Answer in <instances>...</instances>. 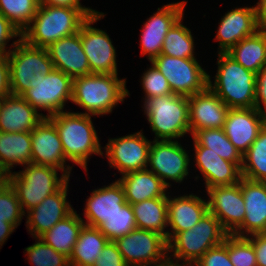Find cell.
I'll return each instance as SVG.
<instances>
[{
    "mask_svg": "<svg viewBox=\"0 0 266 266\" xmlns=\"http://www.w3.org/2000/svg\"><path fill=\"white\" fill-rule=\"evenodd\" d=\"M126 79L118 74L92 73L73 79L71 103L78 105L85 115L104 116L130 96Z\"/></svg>",
    "mask_w": 266,
    "mask_h": 266,
    "instance_id": "cell-2",
    "label": "cell"
},
{
    "mask_svg": "<svg viewBox=\"0 0 266 266\" xmlns=\"http://www.w3.org/2000/svg\"><path fill=\"white\" fill-rule=\"evenodd\" d=\"M188 1L182 0L161 6L154 12L141 27L140 47L141 56L152 61L161 54L163 41L171 26L184 15V9Z\"/></svg>",
    "mask_w": 266,
    "mask_h": 266,
    "instance_id": "cell-15",
    "label": "cell"
},
{
    "mask_svg": "<svg viewBox=\"0 0 266 266\" xmlns=\"http://www.w3.org/2000/svg\"><path fill=\"white\" fill-rule=\"evenodd\" d=\"M106 14L96 12L80 26L83 50L87 56L91 73L118 74L117 50L105 30L92 25L104 18Z\"/></svg>",
    "mask_w": 266,
    "mask_h": 266,
    "instance_id": "cell-13",
    "label": "cell"
},
{
    "mask_svg": "<svg viewBox=\"0 0 266 266\" xmlns=\"http://www.w3.org/2000/svg\"><path fill=\"white\" fill-rule=\"evenodd\" d=\"M85 223L80 214L73 210L64 219L57 222L50 230L46 231L40 238L53 247L57 252L70 258L79 233Z\"/></svg>",
    "mask_w": 266,
    "mask_h": 266,
    "instance_id": "cell-30",
    "label": "cell"
},
{
    "mask_svg": "<svg viewBox=\"0 0 266 266\" xmlns=\"http://www.w3.org/2000/svg\"><path fill=\"white\" fill-rule=\"evenodd\" d=\"M31 132H0V178L17 165L31 164Z\"/></svg>",
    "mask_w": 266,
    "mask_h": 266,
    "instance_id": "cell-28",
    "label": "cell"
},
{
    "mask_svg": "<svg viewBox=\"0 0 266 266\" xmlns=\"http://www.w3.org/2000/svg\"><path fill=\"white\" fill-rule=\"evenodd\" d=\"M156 266H193V265H189V264H182V263H176L170 260L165 261L162 264L156 265Z\"/></svg>",
    "mask_w": 266,
    "mask_h": 266,
    "instance_id": "cell-52",
    "label": "cell"
},
{
    "mask_svg": "<svg viewBox=\"0 0 266 266\" xmlns=\"http://www.w3.org/2000/svg\"><path fill=\"white\" fill-rule=\"evenodd\" d=\"M151 63L165 76L173 94L192 96L208 87L209 73L197 58H178L160 54Z\"/></svg>",
    "mask_w": 266,
    "mask_h": 266,
    "instance_id": "cell-10",
    "label": "cell"
},
{
    "mask_svg": "<svg viewBox=\"0 0 266 266\" xmlns=\"http://www.w3.org/2000/svg\"><path fill=\"white\" fill-rule=\"evenodd\" d=\"M143 103L150 98L173 94L165 76L151 63L150 67L141 76Z\"/></svg>",
    "mask_w": 266,
    "mask_h": 266,
    "instance_id": "cell-42",
    "label": "cell"
},
{
    "mask_svg": "<svg viewBox=\"0 0 266 266\" xmlns=\"http://www.w3.org/2000/svg\"><path fill=\"white\" fill-rule=\"evenodd\" d=\"M266 116V67L256 74L255 107Z\"/></svg>",
    "mask_w": 266,
    "mask_h": 266,
    "instance_id": "cell-46",
    "label": "cell"
},
{
    "mask_svg": "<svg viewBox=\"0 0 266 266\" xmlns=\"http://www.w3.org/2000/svg\"><path fill=\"white\" fill-rule=\"evenodd\" d=\"M266 125V116L256 108H230L223 130L237 150L243 155Z\"/></svg>",
    "mask_w": 266,
    "mask_h": 266,
    "instance_id": "cell-20",
    "label": "cell"
},
{
    "mask_svg": "<svg viewBox=\"0 0 266 266\" xmlns=\"http://www.w3.org/2000/svg\"><path fill=\"white\" fill-rule=\"evenodd\" d=\"M241 191L245 204V218L232 234L247 237L256 233H266V182L251 181L242 177Z\"/></svg>",
    "mask_w": 266,
    "mask_h": 266,
    "instance_id": "cell-23",
    "label": "cell"
},
{
    "mask_svg": "<svg viewBox=\"0 0 266 266\" xmlns=\"http://www.w3.org/2000/svg\"><path fill=\"white\" fill-rule=\"evenodd\" d=\"M191 137L198 145L207 147V151L215 152L221 158L235 163L241 169L243 155L228 139L223 128L199 130Z\"/></svg>",
    "mask_w": 266,
    "mask_h": 266,
    "instance_id": "cell-34",
    "label": "cell"
},
{
    "mask_svg": "<svg viewBox=\"0 0 266 266\" xmlns=\"http://www.w3.org/2000/svg\"><path fill=\"white\" fill-rule=\"evenodd\" d=\"M9 60L11 95L21 96L30 88V81L38 73L46 76L53 69V63L46 48L27 44L23 39L7 54Z\"/></svg>",
    "mask_w": 266,
    "mask_h": 266,
    "instance_id": "cell-8",
    "label": "cell"
},
{
    "mask_svg": "<svg viewBox=\"0 0 266 266\" xmlns=\"http://www.w3.org/2000/svg\"><path fill=\"white\" fill-rule=\"evenodd\" d=\"M168 200L167 242L178 232L193 228L209 211L208 200L196 194L172 196Z\"/></svg>",
    "mask_w": 266,
    "mask_h": 266,
    "instance_id": "cell-25",
    "label": "cell"
},
{
    "mask_svg": "<svg viewBox=\"0 0 266 266\" xmlns=\"http://www.w3.org/2000/svg\"><path fill=\"white\" fill-rule=\"evenodd\" d=\"M92 115L62 111L48 117L55 125L66 160L80 166L88 173V161L92 155L102 156V145L92 121Z\"/></svg>",
    "mask_w": 266,
    "mask_h": 266,
    "instance_id": "cell-1",
    "label": "cell"
},
{
    "mask_svg": "<svg viewBox=\"0 0 266 266\" xmlns=\"http://www.w3.org/2000/svg\"><path fill=\"white\" fill-rule=\"evenodd\" d=\"M8 95H11L9 60L7 58V55H1L0 56V96L5 97Z\"/></svg>",
    "mask_w": 266,
    "mask_h": 266,
    "instance_id": "cell-49",
    "label": "cell"
},
{
    "mask_svg": "<svg viewBox=\"0 0 266 266\" xmlns=\"http://www.w3.org/2000/svg\"><path fill=\"white\" fill-rule=\"evenodd\" d=\"M226 53L245 69L257 74L266 67V32L258 30L254 35L242 39Z\"/></svg>",
    "mask_w": 266,
    "mask_h": 266,
    "instance_id": "cell-32",
    "label": "cell"
},
{
    "mask_svg": "<svg viewBox=\"0 0 266 266\" xmlns=\"http://www.w3.org/2000/svg\"><path fill=\"white\" fill-rule=\"evenodd\" d=\"M93 266H128L114 241H109Z\"/></svg>",
    "mask_w": 266,
    "mask_h": 266,
    "instance_id": "cell-45",
    "label": "cell"
},
{
    "mask_svg": "<svg viewBox=\"0 0 266 266\" xmlns=\"http://www.w3.org/2000/svg\"><path fill=\"white\" fill-rule=\"evenodd\" d=\"M98 229L109 241H115L137 229L131 204L126 202L121 210L105 220Z\"/></svg>",
    "mask_w": 266,
    "mask_h": 266,
    "instance_id": "cell-38",
    "label": "cell"
},
{
    "mask_svg": "<svg viewBox=\"0 0 266 266\" xmlns=\"http://www.w3.org/2000/svg\"><path fill=\"white\" fill-rule=\"evenodd\" d=\"M183 17L184 15L168 30L161 54L178 58H196L194 37L191 30L183 25Z\"/></svg>",
    "mask_w": 266,
    "mask_h": 266,
    "instance_id": "cell-35",
    "label": "cell"
},
{
    "mask_svg": "<svg viewBox=\"0 0 266 266\" xmlns=\"http://www.w3.org/2000/svg\"><path fill=\"white\" fill-rule=\"evenodd\" d=\"M114 242L128 266H156L168 260L167 239L157 232L135 229Z\"/></svg>",
    "mask_w": 266,
    "mask_h": 266,
    "instance_id": "cell-11",
    "label": "cell"
},
{
    "mask_svg": "<svg viewBox=\"0 0 266 266\" xmlns=\"http://www.w3.org/2000/svg\"><path fill=\"white\" fill-rule=\"evenodd\" d=\"M15 230L11 223H0V249Z\"/></svg>",
    "mask_w": 266,
    "mask_h": 266,
    "instance_id": "cell-51",
    "label": "cell"
},
{
    "mask_svg": "<svg viewBox=\"0 0 266 266\" xmlns=\"http://www.w3.org/2000/svg\"><path fill=\"white\" fill-rule=\"evenodd\" d=\"M214 37L218 43L217 53H226L242 39L258 31L255 6H241L228 10L218 23Z\"/></svg>",
    "mask_w": 266,
    "mask_h": 266,
    "instance_id": "cell-19",
    "label": "cell"
},
{
    "mask_svg": "<svg viewBox=\"0 0 266 266\" xmlns=\"http://www.w3.org/2000/svg\"><path fill=\"white\" fill-rule=\"evenodd\" d=\"M227 235L219 220L208 211L193 228L176 233L167 242L168 260L193 265L206 251L222 244Z\"/></svg>",
    "mask_w": 266,
    "mask_h": 266,
    "instance_id": "cell-5",
    "label": "cell"
},
{
    "mask_svg": "<svg viewBox=\"0 0 266 266\" xmlns=\"http://www.w3.org/2000/svg\"><path fill=\"white\" fill-rule=\"evenodd\" d=\"M2 100H3V97L0 96V106H1Z\"/></svg>",
    "mask_w": 266,
    "mask_h": 266,
    "instance_id": "cell-53",
    "label": "cell"
},
{
    "mask_svg": "<svg viewBox=\"0 0 266 266\" xmlns=\"http://www.w3.org/2000/svg\"><path fill=\"white\" fill-rule=\"evenodd\" d=\"M69 187L68 180L57 192L25 213L26 228L33 238L40 237L74 210L67 199Z\"/></svg>",
    "mask_w": 266,
    "mask_h": 266,
    "instance_id": "cell-18",
    "label": "cell"
},
{
    "mask_svg": "<svg viewBox=\"0 0 266 266\" xmlns=\"http://www.w3.org/2000/svg\"><path fill=\"white\" fill-rule=\"evenodd\" d=\"M80 1L81 0H39V4L56 7L80 8L88 17H91L98 12L95 9L81 5L82 3Z\"/></svg>",
    "mask_w": 266,
    "mask_h": 266,
    "instance_id": "cell-48",
    "label": "cell"
},
{
    "mask_svg": "<svg viewBox=\"0 0 266 266\" xmlns=\"http://www.w3.org/2000/svg\"><path fill=\"white\" fill-rule=\"evenodd\" d=\"M44 118L22 96L8 95L0 106V132H31Z\"/></svg>",
    "mask_w": 266,
    "mask_h": 266,
    "instance_id": "cell-27",
    "label": "cell"
},
{
    "mask_svg": "<svg viewBox=\"0 0 266 266\" xmlns=\"http://www.w3.org/2000/svg\"><path fill=\"white\" fill-rule=\"evenodd\" d=\"M253 245L257 266H266V233H256L246 237Z\"/></svg>",
    "mask_w": 266,
    "mask_h": 266,
    "instance_id": "cell-47",
    "label": "cell"
},
{
    "mask_svg": "<svg viewBox=\"0 0 266 266\" xmlns=\"http://www.w3.org/2000/svg\"><path fill=\"white\" fill-rule=\"evenodd\" d=\"M83 222L87 226L98 228L108 218L116 214L127 202L125 192L118 180L109 185L92 190L85 200Z\"/></svg>",
    "mask_w": 266,
    "mask_h": 266,
    "instance_id": "cell-24",
    "label": "cell"
},
{
    "mask_svg": "<svg viewBox=\"0 0 266 266\" xmlns=\"http://www.w3.org/2000/svg\"><path fill=\"white\" fill-rule=\"evenodd\" d=\"M193 266H234L229 258L228 249L222 243L206 251Z\"/></svg>",
    "mask_w": 266,
    "mask_h": 266,
    "instance_id": "cell-43",
    "label": "cell"
},
{
    "mask_svg": "<svg viewBox=\"0 0 266 266\" xmlns=\"http://www.w3.org/2000/svg\"><path fill=\"white\" fill-rule=\"evenodd\" d=\"M125 192V200L134 204L151 198L167 197L168 187L152 171L129 172L117 179Z\"/></svg>",
    "mask_w": 266,
    "mask_h": 266,
    "instance_id": "cell-29",
    "label": "cell"
},
{
    "mask_svg": "<svg viewBox=\"0 0 266 266\" xmlns=\"http://www.w3.org/2000/svg\"><path fill=\"white\" fill-rule=\"evenodd\" d=\"M254 6L258 30L266 32V0H259Z\"/></svg>",
    "mask_w": 266,
    "mask_h": 266,
    "instance_id": "cell-50",
    "label": "cell"
},
{
    "mask_svg": "<svg viewBox=\"0 0 266 266\" xmlns=\"http://www.w3.org/2000/svg\"><path fill=\"white\" fill-rule=\"evenodd\" d=\"M24 216L15 190L5 178H0V223H11L17 228Z\"/></svg>",
    "mask_w": 266,
    "mask_h": 266,
    "instance_id": "cell-39",
    "label": "cell"
},
{
    "mask_svg": "<svg viewBox=\"0 0 266 266\" xmlns=\"http://www.w3.org/2000/svg\"><path fill=\"white\" fill-rule=\"evenodd\" d=\"M131 206L134 212L137 229L154 231L167 239V197L151 198L131 204Z\"/></svg>",
    "mask_w": 266,
    "mask_h": 266,
    "instance_id": "cell-31",
    "label": "cell"
},
{
    "mask_svg": "<svg viewBox=\"0 0 266 266\" xmlns=\"http://www.w3.org/2000/svg\"><path fill=\"white\" fill-rule=\"evenodd\" d=\"M34 239L36 242L25 248L30 264L33 266H70L69 257L57 252L40 237Z\"/></svg>",
    "mask_w": 266,
    "mask_h": 266,
    "instance_id": "cell-40",
    "label": "cell"
},
{
    "mask_svg": "<svg viewBox=\"0 0 266 266\" xmlns=\"http://www.w3.org/2000/svg\"><path fill=\"white\" fill-rule=\"evenodd\" d=\"M35 77L21 96L45 118L66 111V102L72 98L73 78L56 69L46 76L38 73Z\"/></svg>",
    "mask_w": 266,
    "mask_h": 266,
    "instance_id": "cell-9",
    "label": "cell"
},
{
    "mask_svg": "<svg viewBox=\"0 0 266 266\" xmlns=\"http://www.w3.org/2000/svg\"><path fill=\"white\" fill-rule=\"evenodd\" d=\"M142 108L154 140H179L190 134L187 96L169 94L150 98Z\"/></svg>",
    "mask_w": 266,
    "mask_h": 266,
    "instance_id": "cell-6",
    "label": "cell"
},
{
    "mask_svg": "<svg viewBox=\"0 0 266 266\" xmlns=\"http://www.w3.org/2000/svg\"><path fill=\"white\" fill-rule=\"evenodd\" d=\"M23 167L24 169L7 175L5 179L15 190L24 213L39 205L70 180L63 173L59 176L58 172L61 170L51 166L31 163Z\"/></svg>",
    "mask_w": 266,
    "mask_h": 266,
    "instance_id": "cell-7",
    "label": "cell"
},
{
    "mask_svg": "<svg viewBox=\"0 0 266 266\" xmlns=\"http://www.w3.org/2000/svg\"><path fill=\"white\" fill-rule=\"evenodd\" d=\"M39 6V0H0V13L22 33L33 20Z\"/></svg>",
    "mask_w": 266,
    "mask_h": 266,
    "instance_id": "cell-37",
    "label": "cell"
},
{
    "mask_svg": "<svg viewBox=\"0 0 266 266\" xmlns=\"http://www.w3.org/2000/svg\"><path fill=\"white\" fill-rule=\"evenodd\" d=\"M142 131L108 139L102 156L108 158L110 168L118 169L121 175L147 169L152 141Z\"/></svg>",
    "mask_w": 266,
    "mask_h": 266,
    "instance_id": "cell-14",
    "label": "cell"
},
{
    "mask_svg": "<svg viewBox=\"0 0 266 266\" xmlns=\"http://www.w3.org/2000/svg\"><path fill=\"white\" fill-rule=\"evenodd\" d=\"M31 144L32 164L54 167L70 179L74 166L66 164L58 131L48 118H44L31 131Z\"/></svg>",
    "mask_w": 266,
    "mask_h": 266,
    "instance_id": "cell-16",
    "label": "cell"
},
{
    "mask_svg": "<svg viewBox=\"0 0 266 266\" xmlns=\"http://www.w3.org/2000/svg\"><path fill=\"white\" fill-rule=\"evenodd\" d=\"M217 55L215 80L208 75V87L229 109L254 108L256 73L245 69L227 53Z\"/></svg>",
    "mask_w": 266,
    "mask_h": 266,
    "instance_id": "cell-4",
    "label": "cell"
},
{
    "mask_svg": "<svg viewBox=\"0 0 266 266\" xmlns=\"http://www.w3.org/2000/svg\"><path fill=\"white\" fill-rule=\"evenodd\" d=\"M193 146V162L204 178L206 191L215 186H231L240 182L241 169L235 163L207 151V147L198 145L194 140Z\"/></svg>",
    "mask_w": 266,
    "mask_h": 266,
    "instance_id": "cell-22",
    "label": "cell"
},
{
    "mask_svg": "<svg viewBox=\"0 0 266 266\" xmlns=\"http://www.w3.org/2000/svg\"><path fill=\"white\" fill-rule=\"evenodd\" d=\"M223 244L234 266H257V259L252 243L246 237L228 234Z\"/></svg>",
    "mask_w": 266,
    "mask_h": 266,
    "instance_id": "cell-41",
    "label": "cell"
},
{
    "mask_svg": "<svg viewBox=\"0 0 266 266\" xmlns=\"http://www.w3.org/2000/svg\"><path fill=\"white\" fill-rule=\"evenodd\" d=\"M188 103L190 136L199 130L224 127L229 108L209 87L189 96Z\"/></svg>",
    "mask_w": 266,
    "mask_h": 266,
    "instance_id": "cell-21",
    "label": "cell"
},
{
    "mask_svg": "<svg viewBox=\"0 0 266 266\" xmlns=\"http://www.w3.org/2000/svg\"><path fill=\"white\" fill-rule=\"evenodd\" d=\"M87 18L80 8L40 5L21 39L29 45L47 48L61 38L79 32Z\"/></svg>",
    "mask_w": 266,
    "mask_h": 266,
    "instance_id": "cell-3",
    "label": "cell"
},
{
    "mask_svg": "<svg viewBox=\"0 0 266 266\" xmlns=\"http://www.w3.org/2000/svg\"><path fill=\"white\" fill-rule=\"evenodd\" d=\"M108 242L98 228L84 225L69 258L70 266H93Z\"/></svg>",
    "mask_w": 266,
    "mask_h": 266,
    "instance_id": "cell-33",
    "label": "cell"
},
{
    "mask_svg": "<svg viewBox=\"0 0 266 266\" xmlns=\"http://www.w3.org/2000/svg\"><path fill=\"white\" fill-rule=\"evenodd\" d=\"M48 50L53 67L72 77L92 74L81 43L80 29L74 35L52 43Z\"/></svg>",
    "mask_w": 266,
    "mask_h": 266,
    "instance_id": "cell-26",
    "label": "cell"
},
{
    "mask_svg": "<svg viewBox=\"0 0 266 266\" xmlns=\"http://www.w3.org/2000/svg\"><path fill=\"white\" fill-rule=\"evenodd\" d=\"M189 152L179 140H153L149 149L147 169L155 173L170 189L172 182L183 183L191 165ZM170 180V182L168 181Z\"/></svg>",
    "mask_w": 266,
    "mask_h": 266,
    "instance_id": "cell-12",
    "label": "cell"
},
{
    "mask_svg": "<svg viewBox=\"0 0 266 266\" xmlns=\"http://www.w3.org/2000/svg\"><path fill=\"white\" fill-rule=\"evenodd\" d=\"M205 193H207L209 212L219 220L222 228L228 234H232L245 218L241 179L238 184L215 186Z\"/></svg>",
    "mask_w": 266,
    "mask_h": 266,
    "instance_id": "cell-17",
    "label": "cell"
},
{
    "mask_svg": "<svg viewBox=\"0 0 266 266\" xmlns=\"http://www.w3.org/2000/svg\"><path fill=\"white\" fill-rule=\"evenodd\" d=\"M18 37V39H17ZM22 33L2 14L0 13V54L7 55L21 39ZM11 45L8 44L10 40H14ZM8 44V45H7ZM10 46L9 48H7Z\"/></svg>",
    "mask_w": 266,
    "mask_h": 266,
    "instance_id": "cell-44",
    "label": "cell"
},
{
    "mask_svg": "<svg viewBox=\"0 0 266 266\" xmlns=\"http://www.w3.org/2000/svg\"><path fill=\"white\" fill-rule=\"evenodd\" d=\"M241 175L251 181L266 182V125L243 154Z\"/></svg>",
    "mask_w": 266,
    "mask_h": 266,
    "instance_id": "cell-36",
    "label": "cell"
}]
</instances>
